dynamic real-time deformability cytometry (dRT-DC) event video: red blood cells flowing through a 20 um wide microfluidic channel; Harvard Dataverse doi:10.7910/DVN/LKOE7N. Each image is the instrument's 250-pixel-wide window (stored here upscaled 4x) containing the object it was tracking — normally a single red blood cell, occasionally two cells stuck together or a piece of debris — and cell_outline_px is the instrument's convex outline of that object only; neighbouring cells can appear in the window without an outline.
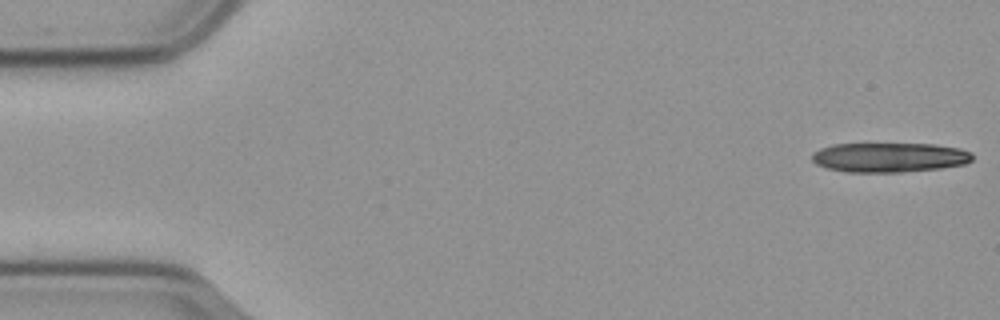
{"species": "common noctule bat (a hibernating species)", "species_latin": "Nyctalus noctula", "temperature_condition": "cold", "stored_images_in_passage": 19, "camera_frame_rate_fps": 3000, "um_per_image_px": 0.085, "animal": {"sex": "male", "body_mass_g": 23.1, "forearm_length_mm": 52.7}, "frame": {"image": 1, "passage_image": 1, "time_ms": 0.0, "image_size_px": [1000, 320], "cell_outline_px": [[972, 160], [964, 164], [940, 168], [900, 172], [844, 172], [824, 168], [816, 164], [812, 160], [812, 152], [820, 148], [832, 144], [936, 144], [960, 148], [972, 152]], "centroid_in_image_um": [75.56, 13.38], "position_along_channel_um": 9.4, "area_um2": 27.86}}